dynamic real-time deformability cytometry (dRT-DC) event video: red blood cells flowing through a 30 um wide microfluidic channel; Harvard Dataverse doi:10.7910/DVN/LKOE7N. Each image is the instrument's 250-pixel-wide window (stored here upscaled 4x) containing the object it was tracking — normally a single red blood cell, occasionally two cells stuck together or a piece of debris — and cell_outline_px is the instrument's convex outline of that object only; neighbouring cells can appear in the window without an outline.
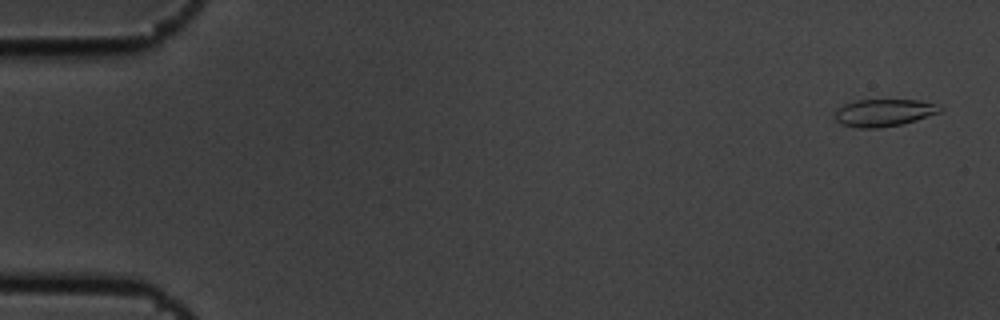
{"species": "common noctule bat (a hibernating species)", "species_latin": "Nyctalus noctula", "temperature_condition": "cold", "stored_images_in_passage": 4, "camera_frame_rate_fps": 3000, "um_per_image_px": 0.085, "animal": {"sex": "male", "body_mass_g": 19.5, "forearm_length_mm": 54.6}, "frame": {"image": 1, "passage_image": 1, "time_ms": 0.0, "image_size_px": [1000, 320], "cell_outline_px": [[944, 108], [940, 112], [904, 124], [876, 128], [856, 128], [840, 124], [836, 120], [832, 112], [836, 108], [844, 104], [856, 100], [920, 100]], "centroid_in_image_um": [75.05, 9.59], "position_along_channel_um": 9.9, "area_um2": 16.88}}